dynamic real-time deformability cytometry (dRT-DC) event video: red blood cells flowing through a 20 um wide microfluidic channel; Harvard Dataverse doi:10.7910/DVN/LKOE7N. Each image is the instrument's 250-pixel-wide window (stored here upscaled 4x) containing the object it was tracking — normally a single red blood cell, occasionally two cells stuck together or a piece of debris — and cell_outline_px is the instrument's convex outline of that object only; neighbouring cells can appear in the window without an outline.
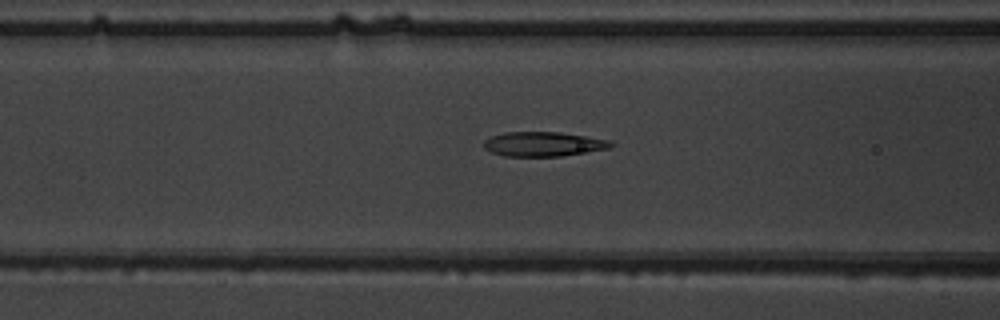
{"species": "common noctule bat (a hibernating species)", "species_latin": "Nyctalus noctula", "temperature_condition": "warm", "stored_images_in_passage": 42, "camera_frame_rate_fps": 3000, "um_per_image_px": 0.085, "animal": {"sex": "male", "body_mass_g": 19.5, "forearm_length_mm": 54.6}, "frame": {"image": 1, "passage_image": 12, "time_ms": 3.667, "image_size_px": [1000, 320], "cell_outline_px": [[616, 144], [608, 148], [588, 152], [560, 156], [504, 156], [492, 152], [484, 148], [484, 140], [492, 136], [504, 132], [560, 132], [612, 140]], "centroid_in_image_um": [46.22, 12.24], "position_along_channel_um": 120.4, "area_um2": 18.21}}
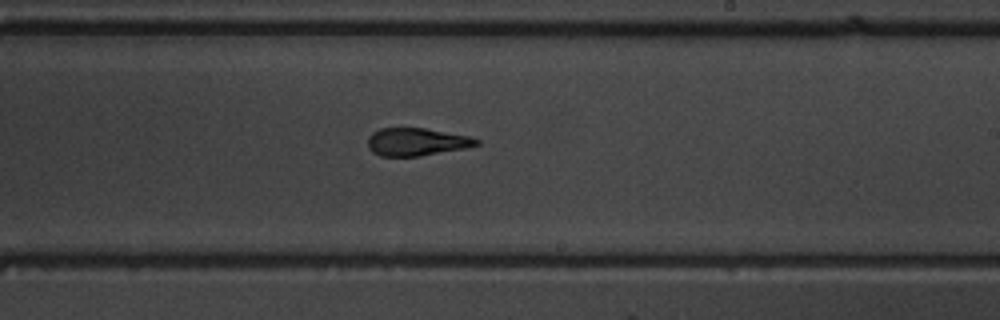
{"frame": {"image": 2, "passage_image": 22, "time_ms": 7.0, "image_size_px": [1000, 320], "cell_outline_px": [[480, 144], [468, 148], [420, 156], [380, 156], [372, 152], [368, 148], [368, 136], [372, 132], [380, 128], [424, 128], [468, 136], [480, 140]], "centroid_in_image_um": [35.4, 12.06], "position_along_channel_um": 253.6, "area_um2": 17.69}}
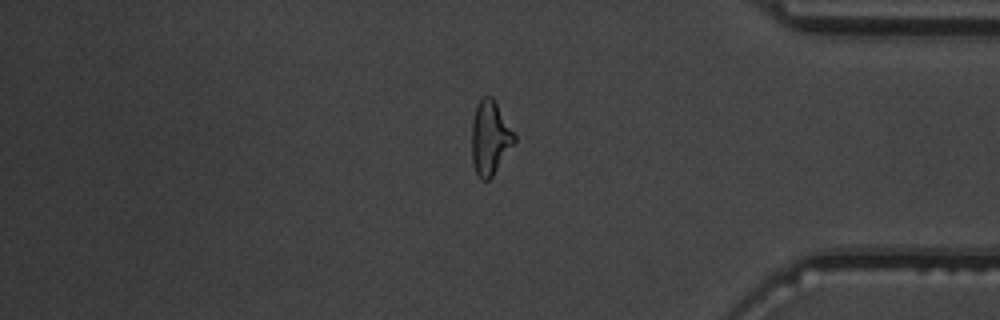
{"frame": {"image": 3, "passage_image": 34, "time_ms": 11.0, "image_size_px": [1000, 320], "cell_outline_px": [[516, 140], [492, 176], [488, 180], [480, 180], [472, 164], [472, 120], [476, 104], [484, 96], [492, 96], [516, 136]], "centroid_in_image_um": [41.63, 11.71], "position_along_channel_um": 393.6, "area_um2": 18.21}, "authors_computed_cell_mechanics": {"area_um2": 18.3226, "velocity_mm_per_s": 4.0059, "shape_relaxation_time_tau1_ms": 8.6228, "shape_relaxation_time_tau2_ms": 1.9687, "deformation_change_tau1": 0.2618, "deformation_change_tau2": 0.1094}}